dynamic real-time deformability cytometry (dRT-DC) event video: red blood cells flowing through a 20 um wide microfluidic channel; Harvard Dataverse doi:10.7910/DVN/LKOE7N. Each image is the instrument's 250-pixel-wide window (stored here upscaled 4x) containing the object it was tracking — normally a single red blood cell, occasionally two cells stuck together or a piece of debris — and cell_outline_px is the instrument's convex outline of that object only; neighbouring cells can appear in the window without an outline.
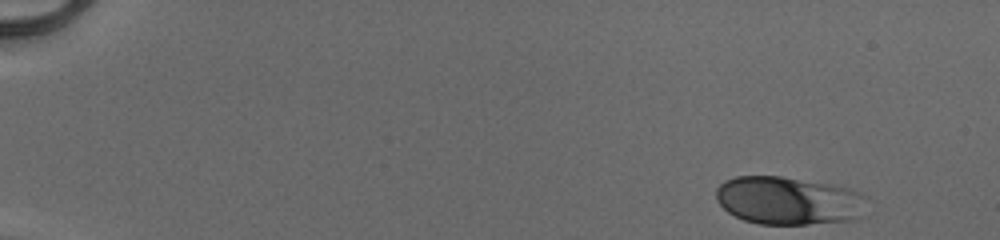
{"species": "human", "species_latin": "Homo sapiens", "temperature_condition": "cold", "stored_images_in_passage": 43, "camera_frame_rate_fps": 3000, "um_per_image_px": 0.085, "donor": {"sex": "male"}, "frame": {"image": 1, "passage_image": 1, "time_ms": 0.0, "image_size_px": [1000, 240], "cell_outline_px": [[860, 216], [848, 220], [808, 224], [760, 224], [744, 220], [728, 212], [716, 200], [716, 188], [724, 180], [736, 176], [780, 176], [828, 184], [860, 192]], "centroid_in_image_um": [66.88, 17.04], "position_along_channel_um": 18.1, "area_um2": 41.33}}
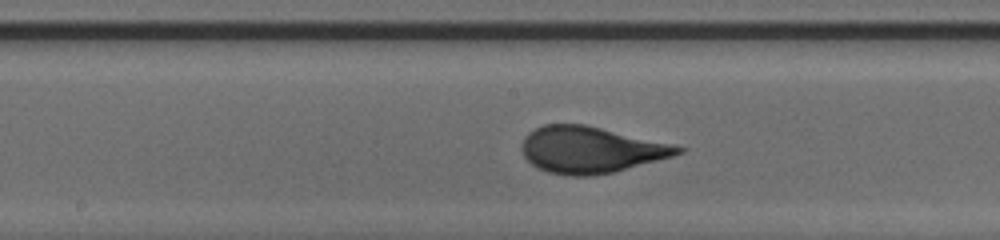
{"frame": {"image": 2, "passage_image": 25, "time_ms": 8.0, "image_size_px": [1000, 240], "cell_outline_px": [[684, 152], [672, 156], [612, 172], [596, 176], [572, 176], [548, 172], [532, 164], [524, 156], [520, 148], [524, 136], [528, 132], [544, 124], [584, 124], [668, 144], [684, 148]], "centroid_in_image_um": [50.12, 12.73], "position_along_channel_um": 198.1, "area_um2": 41.5}}
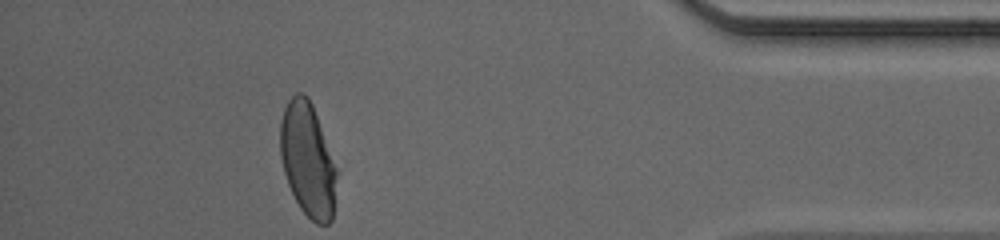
{"frame": {"image": 3, "passage_image": 43, "time_ms": 14.0, "image_size_px": [1000, 240], "cell_outline_px": [[336, 176], [332, 220], [328, 224], [316, 224], [300, 208], [288, 184], [284, 172], [280, 156], [280, 120], [284, 108], [288, 100], [296, 92], [304, 92], [308, 96], [312, 104], [336, 168]], "centroid_in_image_um": [26.12, 13.55], "position_along_channel_um": 409.1, "area_um2": 37.05}, "authors_computed_cell_mechanics": {"area_um2": 40.8068, "velocity_mm_per_s": 4.1246, "shape_relaxation_time_tau1_ms": 3.6941, "shape_relaxation_time_tau2_ms": null, "deformation_change_tau1": 0.1583, "deformation_change_tau2": null}}